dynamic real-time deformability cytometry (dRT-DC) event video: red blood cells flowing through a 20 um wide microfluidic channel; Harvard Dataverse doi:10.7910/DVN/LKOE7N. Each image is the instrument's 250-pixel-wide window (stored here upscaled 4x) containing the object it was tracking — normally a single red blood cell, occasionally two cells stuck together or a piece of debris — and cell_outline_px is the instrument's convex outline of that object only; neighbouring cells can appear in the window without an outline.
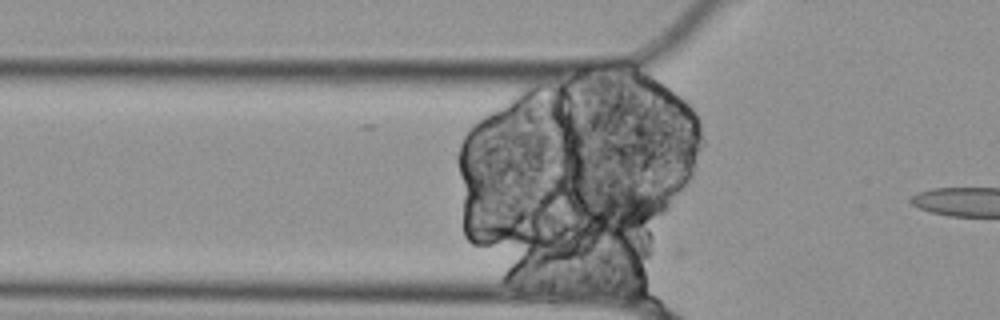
{"species": "Egyptian fruit bat (a non-hibernating species)", "species_latin": "Rousettus aegyptiacus", "temperature_condition": "cold", "stored_images_in_passage": 16, "camera_frame_rate_fps": 3000, "um_per_image_px": 0.085, "animal": {"sex": "female"}, "frame": {"image": 1, "passage_image": 14, "time_ms": 4.333, "image_size_px": [1000, 320], "cell_outline_px": [[668, 208], [664, 212], [640, 224], [624, 228], [596, 220], [584, 212], [580, 204], [608, 184], [644, 192], [668, 200]], "centroid_in_image_um": [53.0, 17.53], "position_along_channel_um": 72.8, "area_um2": 17.92}}